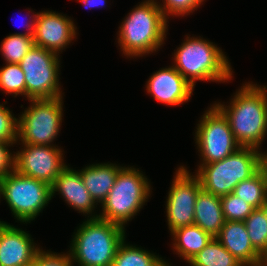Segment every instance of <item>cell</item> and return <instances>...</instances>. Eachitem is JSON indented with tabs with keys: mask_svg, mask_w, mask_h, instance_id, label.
I'll list each match as a JSON object with an SVG mask.
<instances>
[{
	"mask_svg": "<svg viewBox=\"0 0 267 266\" xmlns=\"http://www.w3.org/2000/svg\"><path fill=\"white\" fill-rule=\"evenodd\" d=\"M213 103L227 118L241 147L262 149L267 135V86L245 82L229 102Z\"/></svg>",
	"mask_w": 267,
	"mask_h": 266,
	"instance_id": "obj_1",
	"label": "cell"
},
{
	"mask_svg": "<svg viewBox=\"0 0 267 266\" xmlns=\"http://www.w3.org/2000/svg\"><path fill=\"white\" fill-rule=\"evenodd\" d=\"M123 19L118 27L117 43L127 58L151 55L165 44L169 20L157 0H144Z\"/></svg>",
	"mask_w": 267,
	"mask_h": 266,
	"instance_id": "obj_2",
	"label": "cell"
},
{
	"mask_svg": "<svg viewBox=\"0 0 267 266\" xmlns=\"http://www.w3.org/2000/svg\"><path fill=\"white\" fill-rule=\"evenodd\" d=\"M173 67L193 86L196 81L227 82L232 80L230 61L220 47L201 36L186 35L174 50Z\"/></svg>",
	"mask_w": 267,
	"mask_h": 266,
	"instance_id": "obj_3",
	"label": "cell"
},
{
	"mask_svg": "<svg viewBox=\"0 0 267 266\" xmlns=\"http://www.w3.org/2000/svg\"><path fill=\"white\" fill-rule=\"evenodd\" d=\"M126 229L100 218L84 220L73 234L69 253L78 266H112Z\"/></svg>",
	"mask_w": 267,
	"mask_h": 266,
	"instance_id": "obj_4",
	"label": "cell"
},
{
	"mask_svg": "<svg viewBox=\"0 0 267 266\" xmlns=\"http://www.w3.org/2000/svg\"><path fill=\"white\" fill-rule=\"evenodd\" d=\"M139 168L123 166L116 177L98 218L119 224L131 221L143 208L151 195L150 181Z\"/></svg>",
	"mask_w": 267,
	"mask_h": 266,
	"instance_id": "obj_5",
	"label": "cell"
},
{
	"mask_svg": "<svg viewBox=\"0 0 267 266\" xmlns=\"http://www.w3.org/2000/svg\"><path fill=\"white\" fill-rule=\"evenodd\" d=\"M260 152L253 147H240L223 160L202 164L195 175L203 190L218 197L226 196L260 169Z\"/></svg>",
	"mask_w": 267,
	"mask_h": 266,
	"instance_id": "obj_6",
	"label": "cell"
},
{
	"mask_svg": "<svg viewBox=\"0 0 267 266\" xmlns=\"http://www.w3.org/2000/svg\"><path fill=\"white\" fill-rule=\"evenodd\" d=\"M0 184L1 197L8 204L14 219L23 224L37 218L52 199L50 185L16 170L0 178Z\"/></svg>",
	"mask_w": 267,
	"mask_h": 266,
	"instance_id": "obj_7",
	"label": "cell"
},
{
	"mask_svg": "<svg viewBox=\"0 0 267 266\" xmlns=\"http://www.w3.org/2000/svg\"><path fill=\"white\" fill-rule=\"evenodd\" d=\"M30 105L18 116L19 144H52L60 133L63 120V97L30 99Z\"/></svg>",
	"mask_w": 267,
	"mask_h": 266,
	"instance_id": "obj_8",
	"label": "cell"
},
{
	"mask_svg": "<svg viewBox=\"0 0 267 266\" xmlns=\"http://www.w3.org/2000/svg\"><path fill=\"white\" fill-rule=\"evenodd\" d=\"M60 56L52 51L33 45L19 63L25 74V97L52 99L63 97L59 75Z\"/></svg>",
	"mask_w": 267,
	"mask_h": 266,
	"instance_id": "obj_9",
	"label": "cell"
},
{
	"mask_svg": "<svg viewBox=\"0 0 267 266\" xmlns=\"http://www.w3.org/2000/svg\"><path fill=\"white\" fill-rule=\"evenodd\" d=\"M195 143L200 153V164L223 160L241 146L236 142L227 118L213 104L202 115L195 131Z\"/></svg>",
	"mask_w": 267,
	"mask_h": 266,
	"instance_id": "obj_10",
	"label": "cell"
},
{
	"mask_svg": "<svg viewBox=\"0 0 267 266\" xmlns=\"http://www.w3.org/2000/svg\"><path fill=\"white\" fill-rule=\"evenodd\" d=\"M191 174L184 165L174 174L166 199V216L170 233L194 224L195 202L202 187L198 177Z\"/></svg>",
	"mask_w": 267,
	"mask_h": 266,
	"instance_id": "obj_11",
	"label": "cell"
},
{
	"mask_svg": "<svg viewBox=\"0 0 267 266\" xmlns=\"http://www.w3.org/2000/svg\"><path fill=\"white\" fill-rule=\"evenodd\" d=\"M15 153V170L52 186L56 177L67 166L63 150L58 146L22 144Z\"/></svg>",
	"mask_w": 267,
	"mask_h": 266,
	"instance_id": "obj_12",
	"label": "cell"
},
{
	"mask_svg": "<svg viewBox=\"0 0 267 266\" xmlns=\"http://www.w3.org/2000/svg\"><path fill=\"white\" fill-rule=\"evenodd\" d=\"M72 18L56 11H41L36 17L34 45L58 55L77 37ZM61 52V53H60Z\"/></svg>",
	"mask_w": 267,
	"mask_h": 266,
	"instance_id": "obj_13",
	"label": "cell"
},
{
	"mask_svg": "<svg viewBox=\"0 0 267 266\" xmlns=\"http://www.w3.org/2000/svg\"><path fill=\"white\" fill-rule=\"evenodd\" d=\"M22 228L0 222V266H32L41 249Z\"/></svg>",
	"mask_w": 267,
	"mask_h": 266,
	"instance_id": "obj_14",
	"label": "cell"
},
{
	"mask_svg": "<svg viewBox=\"0 0 267 266\" xmlns=\"http://www.w3.org/2000/svg\"><path fill=\"white\" fill-rule=\"evenodd\" d=\"M146 90L159 103L175 107L190 100L194 87L171 65L154 72Z\"/></svg>",
	"mask_w": 267,
	"mask_h": 266,
	"instance_id": "obj_15",
	"label": "cell"
},
{
	"mask_svg": "<svg viewBox=\"0 0 267 266\" xmlns=\"http://www.w3.org/2000/svg\"><path fill=\"white\" fill-rule=\"evenodd\" d=\"M52 198L56 192L61 194L65 202L78 213L87 215L88 218H98L94 209L97 204L91 198L89 191L83 184L79 170L66 166L56 177L54 184L51 186ZM89 215V216H88Z\"/></svg>",
	"mask_w": 267,
	"mask_h": 266,
	"instance_id": "obj_16",
	"label": "cell"
},
{
	"mask_svg": "<svg viewBox=\"0 0 267 266\" xmlns=\"http://www.w3.org/2000/svg\"><path fill=\"white\" fill-rule=\"evenodd\" d=\"M215 238L242 265H265V258L253 247L243 221H225Z\"/></svg>",
	"mask_w": 267,
	"mask_h": 266,
	"instance_id": "obj_17",
	"label": "cell"
},
{
	"mask_svg": "<svg viewBox=\"0 0 267 266\" xmlns=\"http://www.w3.org/2000/svg\"><path fill=\"white\" fill-rule=\"evenodd\" d=\"M122 167L108 162L87 165L79 170L84 186L97 205L106 199Z\"/></svg>",
	"mask_w": 267,
	"mask_h": 266,
	"instance_id": "obj_18",
	"label": "cell"
},
{
	"mask_svg": "<svg viewBox=\"0 0 267 266\" xmlns=\"http://www.w3.org/2000/svg\"><path fill=\"white\" fill-rule=\"evenodd\" d=\"M225 221L220 197L201 189L195 202L194 224L216 237Z\"/></svg>",
	"mask_w": 267,
	"mask_h": 266,
	"instance_id": "obj_19",
	"label": "cell"
},
{
	"mask_svg": "<svg viewBox=\"0 0 267 266\" xmlns=\"http://www.w3.org/2000/svg\"><path fill=\"white\" fill-rule=\"evenodd\" d=\"M173 240V250L183 260L188 263L197 253H199L213 237L202 230L196 224L181 227L171 234Z\"/></svg>",
	"mask_w": 267,
	"mask_h": 266,
	"instance_id": "obj_20",
	"label": "cell"
},
{
	"mask_svg": "<svg viewBox=\"0 0 267 266\" xmlns=\"http://www.w3.org/2000/svg\"><path fill=\"white\" fill-rule=\"evenodd\" d=\"M112 266H171L165 259L124 240L116 251Z\"/></svg>",
	"mask_w": 267,
	"mask_h": 266,
	"instance_id": "obj_21",
	"label": "cell"
},
{
	"mask_svg": "<svg viewBox=\"0 0 267 266\" xmlns=\"http://www.w3.org/2000/svg\"><path fill=\"white\" fill-rule=\"evenodd\" d=\"M188 263L191 266H244L215 237Z\"/></svg>",
	"mask_w": 267,
	"mask_h": 266,
	"instance_id": "obj_22",
	"label": "cell"
},
{
	"mask_svg": "<svg viewBox=\"0 0 267 266\" xmlns=\"http://www.w3.org/2000/svg\"><path fill=\"white\" fill-rule=\"evenodd\" d=\"M232 193L255 209L260 208L267 199V185L262 171L259 169L253 176L241 181Z\"/></svg>",
	"mask_w": 267,
	"mask_h": 266,
	"instance_id": "obj_23",
	"label": "cell"
},
{
	"mask_svg": "<svg viewBox=\"0 0 267 266\" xmlns=\"http://www.w3.org/2000/svg\"><path fill=\"white\" fill-rule=\"evenodd\" d=\"M253 247L267 257V217L261 208L255 209L244 221Z\"/></svg>",
	"mask_w": 267,
	"mask_h": 266,
	"instance_id": "obj_24",
	"label": "cell"
},
{
	"mask_svg": "<svg viewBox=\"0 0 267 266\" xmlns=\"http://www.w3.org/2000/svg\"><path fill=\"white\" fill-rule=\"evenodd\" d=\"M33 45L32 36L10 34L1 41L0 52L5 63L19 64Z\"/></svg>",
	"mask_w": 267,
	"mask_h": 266,
	"instance_id": "obj_25",
	"label": "cell"
},
{
	"mask_svg": "<svg viewBox=\"0 0 267 266\" xmlns=\"http://www.w3.org/2000/svg\"><path fill=\"white\" fill-rule=\"evenodd\" d=\"M0 88L6 94L25 97V74L20 64L6 63L0 69Z\"/></svg>",
	"mask_w": 267,
	"mask_h": 266,
	"instance_id": "obj_26",
	"label": "cell"
},
{
	"mask_svg": "<svg viewBox=\"0 0 267 266\" xmlns=\"http://www.w3.org/2000/svg\"><path fill=\"white\" fill-rule=\"evenodd\" d=\"M226 221H245L255 208L233 193L220 197Z\"/></svg>",
	"mask_w": 267,
	"mask_h": 266,
	"instance_id": "obj_27",
	"label": "cell"
},
{
	"mask_svg": "<svg viewBox=\"0 0 267 266\" xmlns=\"http://www.w3.org/2000/svg\"><path fill=\"white\" fill-rule=\"evenodd\" d=\"M204 0H162L157 2V5L163 12L164 16L169 19L168 16H186L193 13L197 8H200Z\"/></svg>",
	"mask_w": 267,
	"mask_h": 266,
	"instance_id": "obj_28",
	"label": "cell"
},
{
	"mask_svg": "<svg viewBox=\"0 0 267 266\" xmlns=\"http://www.w3.org/2000/svg\"><path fill=\"white\" fill-rule=\"evenodd\" d=\"M18 118L3 103L0 104V141L18 143Z\"/></svg>",
	"mask_w": 267,
	"mask_h": 266,
	"instance_id": "obj_29",
	"label": "cell"
},
{
	"mask_svg": "<svg viewBox=\"0 0 267 266\" xmlns=\"http://www.w3.org/2000/svg\"><path fill=\"white\" fill-rule=\"evenodd\" d=\"M32 266H74L69 251L56 253L41 249L36 253Z\"/></svg>",
	"mask_w": 267,
	"mask_h": 266,
	"instance_id": "obj_30",
	"label": "cell"
},
{
	"mask_svg": "<svg viewBox=\"0 0 267 266\" xmlns=\"http://www.w3.org/2000/svg\"><path fill=\"white\" fill-rule=\"evenodd\" d=\"M13 144L0 141V178L7 176L9 173L15 170V153H11L8 149L13 147Z\"/></svg>",
	"mask_w": 267,
	"mask_h": 266,
	"instance_id": "obj_31",
	"label": "cell"
},
{
	"mask_svg": "<svg viewBox=\"0 0 267 266\" xmlns=\"http://www.w3.org/2000/svg\"><path fill=\"white\" fill-rule=\"evenodd\" d=\"M37 13H35L33 11V14L31 16H29V21L25 22V27L28 29L27 32L24 33H14V35H27V36H32L34 37V33H35V26H36V17H37ZM31 20V21H30Z\"/></svg>",
	"mask_w": 267,
	"mask_h": 266,
	"instance_id": "obj_32",
	"label": "cell"
},
{
	"mask_svg": "<svg viewBox=\"0 0 267 266\" xmlns=\"http://www.w3.org/2000/svg\"><path fill=\"white\" fill-rule=\"evenodd\" d=\"M78 2H81L85 8L91 9L94 7H103L107 3V0H77Z\"/></svg>",
	"mask_w": 267,
	"mask_h": 266,
	"instance_id": "obj_33",
	"label": "cell"
},
{
	"mask_svg": "<svg viewBox=\"0 0 267 266\" xmlns=\"http://www.w3.org/2000/svg\"><path fill=\"white\" fill-rule=\"evenodd\" d=\"M260 170L262 171L267 185V151L260 152Z\"/></svg>",
	"mask_w": 267,
	"mask_h": 266,
	"instance_id": "obj_34",
	"label": "cell"
},
{
	"mask_svg": "<svg viewBox=\"0 0 267 266\" xmlns=\"http://www.w3.org/2000/svg\"><path fill=\"white\" fill-rule=\"evenodd\" d=\"M260 208L263 210L265 216L267 217V199Z\"/></svg>",
	"mask_w": 267,
	"mask_h": 266,
	"instance_id": "obj_35",
	"label": "cell"
},
{
	"mask_svg": "<svg viewBox=\"0 0 267 266\" xmlns=\"http://www.w3.org/2000/svg\"><path fill=\"white\" fill-rule=\"evenodd\" d=\"M0 199H1V184H0ZM0 222H3V221L0 220Z\"/></svg>",
	"mask_w": 267,
	"mask_h": 266,
	"instance_id": "obj_36",
	"label": "cell"
},
{
	"mask_svg": "<svg viewBox=\"0 0 267 266\" xmlns=\"http://www.w3.org/2000/svg\"><path fill=\"white\" fill-rule=\"evenodd\" d=\"M264 266H267V257L265 258V265Z\"/></svg>",
	"mask_w": 267,
	"mask_h": 266,
	"instance_id": "obj_37",
	"label": "cell"
}]
</instances>
